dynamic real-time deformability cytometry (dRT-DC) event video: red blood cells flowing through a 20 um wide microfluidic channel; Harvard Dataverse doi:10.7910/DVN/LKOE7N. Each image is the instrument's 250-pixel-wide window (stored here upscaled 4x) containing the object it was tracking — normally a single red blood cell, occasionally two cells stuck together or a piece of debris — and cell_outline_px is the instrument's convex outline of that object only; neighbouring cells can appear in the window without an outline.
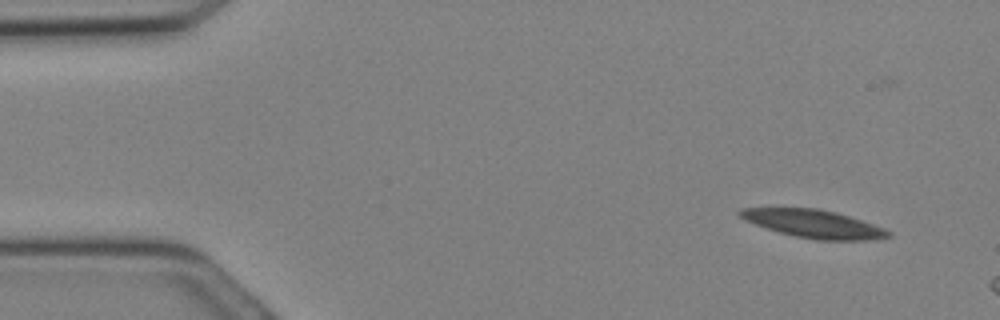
{"species": "Egyptian fruit bat (a non-hibernating species)", "species_latin": "Rousettus aegyptiacus", "temperature_condition": "cold", "stored_images_in_passage": 6, "camera_frame_rate_fps": 3000, "um_per_image_px": 0.085, "animal": {"sex": "female"}, "frame": {"image": 1, "passage_image": 2, "time_ms": 0.333, "image_size_px": [1000, 320], "cell_outline_px": [[892, 236], [872, 240], [816, 240], [796, 236], [780, 232], [744, 220], [736, 212], [740, 208], [820, 208], [836, 212], [884, 228], [892, 232]], "centroid_in_image_um": [69.17, 19.02], "position_along_channel_um": 15.8, "area_um2": 24.04}}